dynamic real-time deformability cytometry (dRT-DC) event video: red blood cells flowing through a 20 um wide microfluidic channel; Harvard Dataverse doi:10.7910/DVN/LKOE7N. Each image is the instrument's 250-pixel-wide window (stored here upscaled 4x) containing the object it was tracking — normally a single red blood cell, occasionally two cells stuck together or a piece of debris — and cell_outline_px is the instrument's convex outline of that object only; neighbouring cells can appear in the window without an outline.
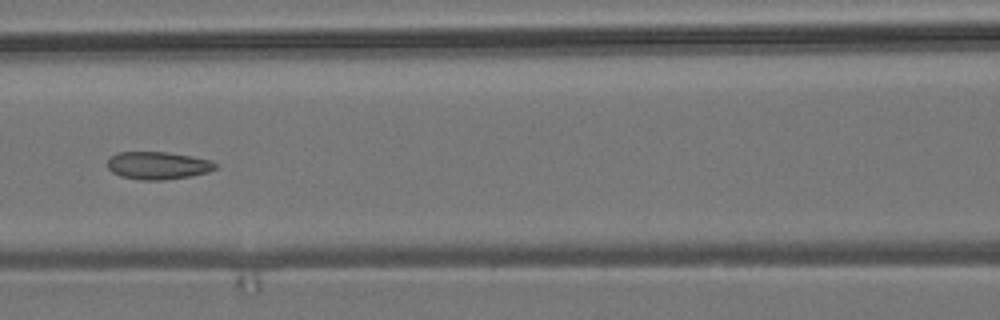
{"species": "common noctule bat (a hibernating species)", "species_latin": "Nyctalus noctula", "temperature_condition": "room temperature", "stored_images_in_passage": 9, "camera_frame_rate_fps": 3000, "um_per_image_px": 0.085, "animal": {"sex": "male", "body_mass_g": 19.2, "forearm_length_mm": 51.8}, "frame": {"image": 1, "passage_image": 8, "time_ms": 2.333, "image_size_px": [1000, 320], "cell_outline_px": [[216, 168], [208, 172], [192, 176], [164, 180], [140, 180], [120, 176], [112, 172], [108, 168], [108, 160], [116, 152], [168, 152], [192, 156], [212, 160], [216, 164]], "centroid_in_image_um": [13.43, 14.07], "position_along_channel_um": 153.2, "area_um2": 17.51}}
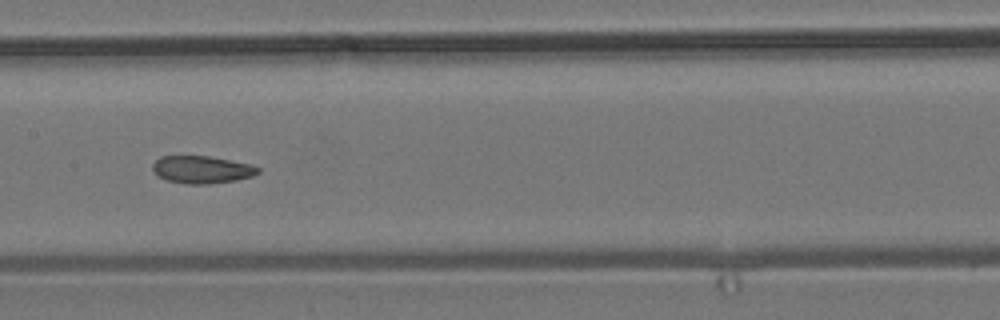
{"frame": {"image": 2, "passage_image": 9, "time_ms": 2.667, "image_size_px": [1000, 320], "cell_outline_px": [[260, 172], [252, 176], [236, 180], [208, 184], [188, 184], [168, 180], [156, 176], [152, 168], [152, 164], [160, 156], [208, 156], [252, 164], [260, 168]], "centroid_in_image_um": [17.15, 14.41], "position_along_channel_um": 190.2, "area_um2": 16.94}}